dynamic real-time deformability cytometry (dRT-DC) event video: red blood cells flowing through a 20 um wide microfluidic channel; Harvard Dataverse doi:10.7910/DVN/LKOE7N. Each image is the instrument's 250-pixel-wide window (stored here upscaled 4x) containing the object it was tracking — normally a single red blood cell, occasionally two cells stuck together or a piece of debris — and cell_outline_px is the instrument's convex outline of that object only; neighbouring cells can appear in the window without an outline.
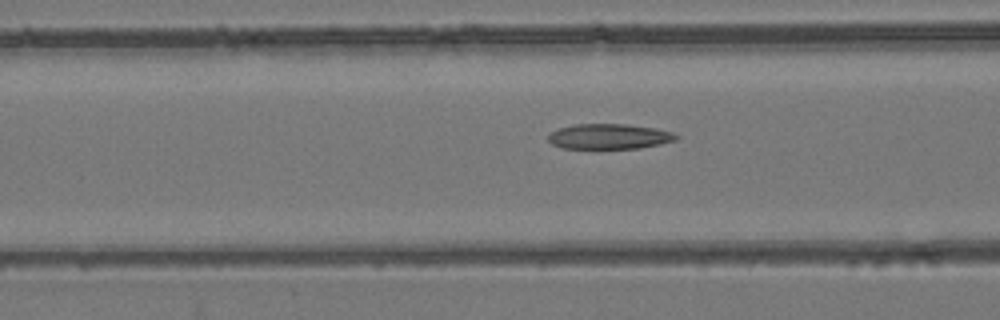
{"species": "common noctule bat (a hibernating species)", "species_latin": "Nyctalus noctula", "temperature_condition": "room temperature", "stored_images_in_passage": 29, "camera_frame_rate_fps": 3000, "um_per_image_px": 0.085, "animal": {"sex": "female", "body_mass_g": 24.6, "forearm_length_mm": 56.2}, "frame": {"image": 1, "passage_image": 6, "time_ms": 1.667, "image_size_px": [1000, 320], "cell_outline_px": [[680, 136], [676, 140], [660, 144], [640, 148], [560, 148], [552, 144], [548, 140], [548, 132], [560, 128], [576, 124], [624, 124], [656, 128], [672, 132]], "centroid_in_image_um": [51.77, 11.6], "position_along_channel_um": 114.8, "area_um2": 18.84}}
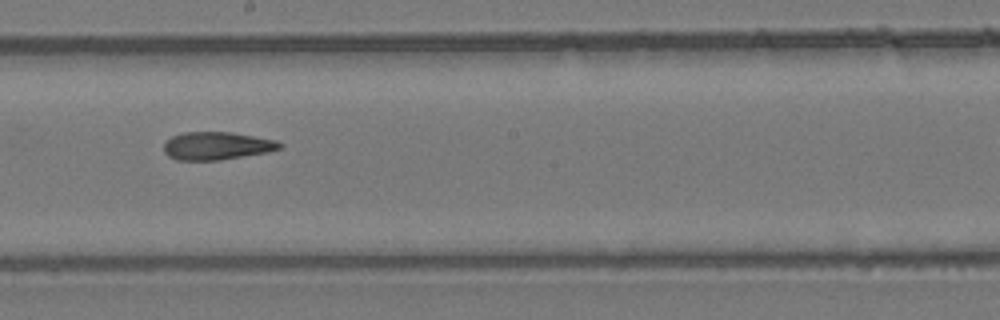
{"frame": {"image": 2, "passage_image": 15, "time_ms": 4.667, "image_size_px": [1000, 320], "cell_outline_px": [[284, 144], [280, 148], [268, 152], [220, 160], [176, 160], [168, 156], [164, 152], [164, 144], [172, 136], [184, 132], [232, 132], [276, 140]], "centroid_in_image_um": [18.43, 12.39], "position_along_channel_um": 229.8, "area_um2": 18.84}}
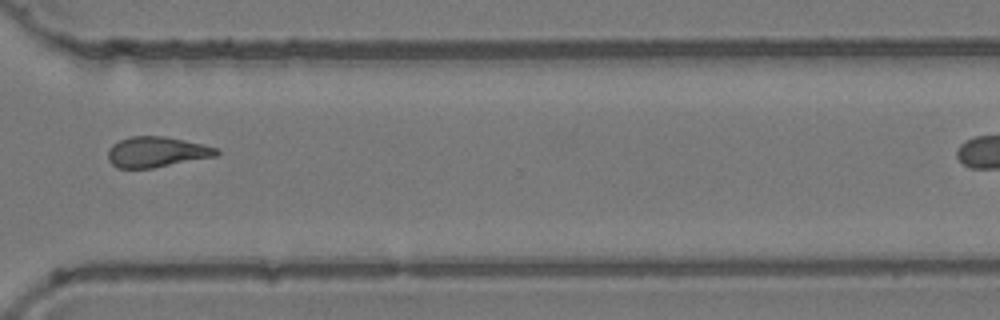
{"frame": {"image": 3, "passage_image": 25, "time_ms": 8.0, "image_size_px": [1000, 320], "cell_outline_px": [[220, 152], [216, 156], [152, 168], [116, 168], [108, 160], [108, 148], [112, 144], [120, 140], [132, 136], [164, 136], [204, 144], [216, 148]], "centroid_in_image_um": [13.29, 12.91], "position_along_channel_um": 357.3, "area_um2": 19.25}}